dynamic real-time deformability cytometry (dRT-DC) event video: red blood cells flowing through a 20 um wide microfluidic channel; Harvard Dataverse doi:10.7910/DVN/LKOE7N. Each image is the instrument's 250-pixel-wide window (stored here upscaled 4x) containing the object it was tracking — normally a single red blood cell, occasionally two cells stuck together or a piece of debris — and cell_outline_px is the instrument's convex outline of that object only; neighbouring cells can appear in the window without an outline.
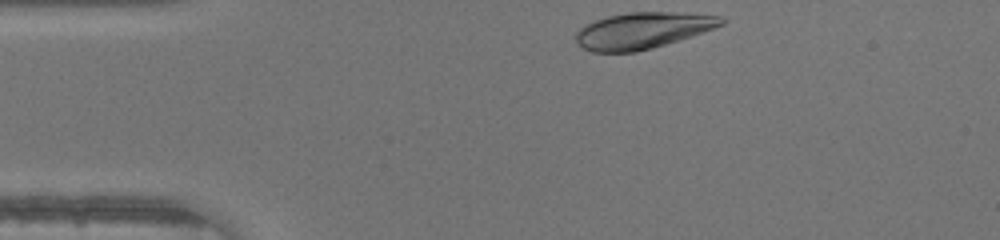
{"species": "human", "species_latin": "Homo sapiens", "temperature_condition": "warm", "stored_images_in_passage": 29, "camera_frame_rate_fps": 3000, "um_per_image_px": 0.085, "donor": {"sex": "male"}, "frame": {"image": 1, "passage_image": 1, "time_ms": 0.0, "image_size_px": [1000, 240], "cell_outline_px": [[728, 20], [724, 24], [652, 48], [636, 52], [592, 52], [584, 48], [576, 40], [576, 32], [584, 24], [608, 16], [628, 12], [676, 12], [720, 16]], "centroid_in_image_um": [54.59, 2.58], "position_along_channel_um": 30.4, "area_um2": 30.35}}
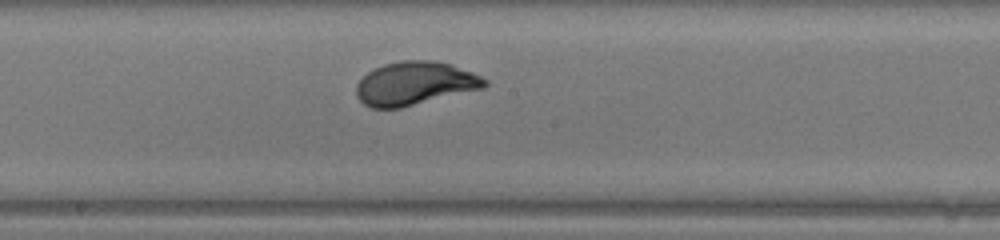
{"frame": {"image": 2, "passage_image": 17, "time_ms": 5.333, "image_size_px": [1000, 240], "cell_outline_px": [[488, 84], [484, 88], [400, 108], [372, 108], [364, 104], [356, 96], [356, 84], [368, 72], [384, 64], [404, 60], [432, 60], [452, 64], [472, 72], [488, 80]], "centroid_in_image_um": [35.27, 7.09], "position_along_channel_um": 212.9, "area_um2": 32.43}}
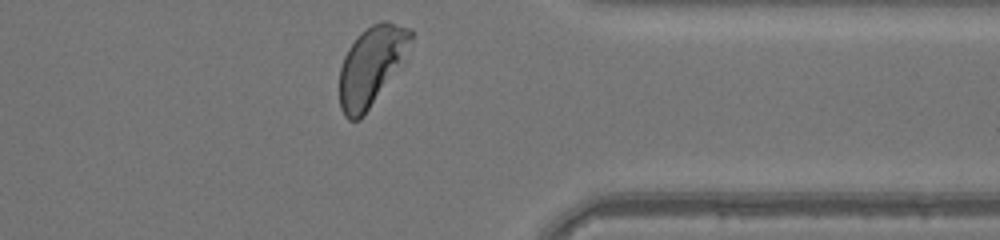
{"frame": {"image": 3, "passage_image": 29, "time_ms": 9.333, "image_size_px": [1000, 240], "cell_outline_px": [[412, 36], [368, 108], [360, 120], [348, 120], [344, 116], [340, 108], [340, 68], [344, 56], [348, 48], [360, 32], [372, 24], [384, 20], [412, 28]], "centroid_in_image_um": [31.43, 5.55], "position_along_channel_um": 380.0, "area_um2": 30.58}}